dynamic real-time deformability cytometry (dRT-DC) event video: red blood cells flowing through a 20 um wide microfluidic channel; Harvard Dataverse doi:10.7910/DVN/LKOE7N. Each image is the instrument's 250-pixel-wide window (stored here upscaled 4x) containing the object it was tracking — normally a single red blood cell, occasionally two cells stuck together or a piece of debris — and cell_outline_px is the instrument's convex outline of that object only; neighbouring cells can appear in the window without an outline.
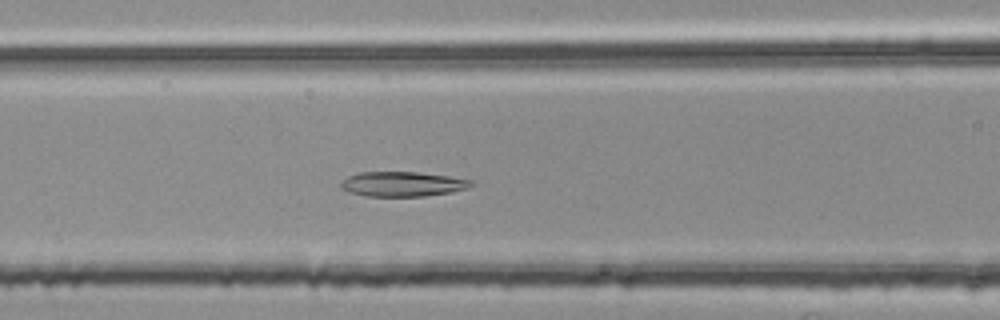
{"species": "common noctule bat (a hibernating species)", "species_latin": "Nyctalus noctula", "temperature_condition": "room temperature", "stored_images_in_passage": 37, "camera_frame_rate_fps": 3000, "um_per_image_px": 0.085, "animal": {"sex": "female", "body_mass_g": 25.1}, "frame": {"image": 1, "passage_image": 11, "time_ms": 3.333, "image_size_px": [1000, 320], "cell_outline_px": [[472, 184], [468, 188], [448, 192], [424, 196], [364, 196], [340, 188], [340, 184], [348, 176], [360, 172], [416, 172], [448, 176], [472, 180]], "centroid_in_image_um": [34.19, 15.64], "position_along_channel_um": 132.4, "area_um2": 18.55}}
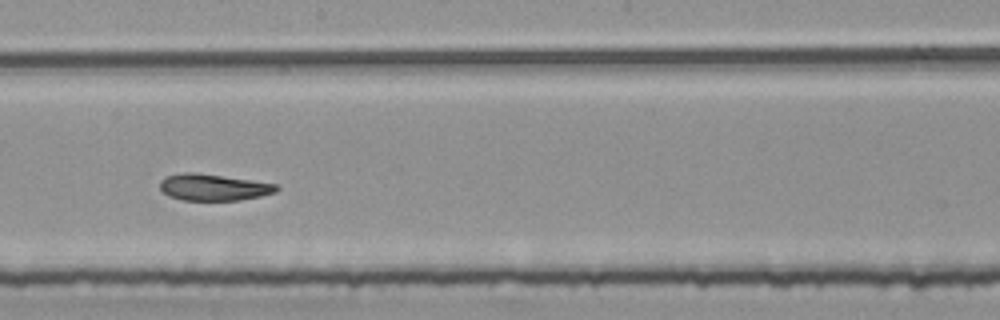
{"frame": {"image": 2, "passage_image": 19, "time_ms": 6.0, "image_size_px": [1000, 320], "cell_outline_px": [[280, 188], [276, 192], [260, 196], [240, 200], [180, 200], [168, 196], [160, 188], [160, 180], [164, 176], [184, 172], [192, 172], [276, 184]], "centroid_in_image_um": [18.1, 15.93], "position_along_channel_um": 230.1, "area_um2": 17.86}}
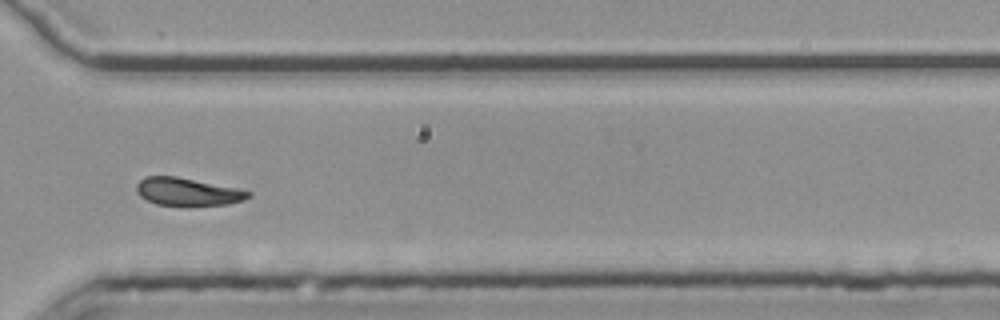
{"frame": {"image": 3, "passage_image": 29, "time_ms": 9.333, "image_size_px": [1000, 320], "cell_outline_px": [[252, 196], [244, 200], [228, 204], [188, 208], [180, 208], [156, 204], [140, 196], [136, 192], [136, 184], [144, 176], [176, 176], [236, 188], [252, 192]], "centroid_in_image_um": [15.94, 16.35], "position_along_channel_um": 354.7, "area_um2": 18.84}, "authors_computed_cell_mechanics": {"area_um2": 18.9006, "velocity_mm_per_s": 3.7173, "shape_relaxation_time_tau1_ms": null, "shape_relaxation_time_tau2_ms": 2.8949, "deformation_change_tau1": null, "deformation_change_tau2": 0.0885}}